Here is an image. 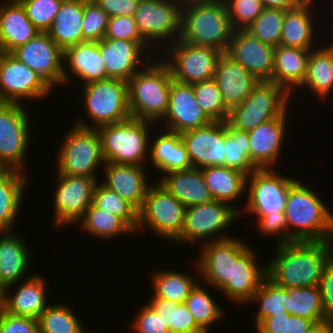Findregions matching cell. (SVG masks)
Instances as JSON below:
<instances>
[{
  "instance_id": "ffe728a7",
  "label": "cell",
  "mask_w": 333,
  "mask_h": 333,
  "mask_svg": "<svg viewBox=\"0 0 333 333\" xmlns=\"http://www.w3.org/2000/svg\"><path fill=\"white\" fill-rule=\"evenodd\" d=\"M98 46L109 78L128 81L133 74L141 70V67L147 64L146 62L150 61V59L145 56V53H149L146 49L151 45L146 41L103 38L98 41ZM141 56L145 57L142 58ZM144 59L146 61H144Z\"/></svg>"
},
{
  "instance_id": "f6af8a7d",
  "label": "cell",
  "mask_w": 333,
  "mask_h": 333,
  "mask_svg": "<svg viewBox=\"0 0 333 333\" xmlns=\"http://www.w3.org/2000/svg\"><path fill=\"white\" fill-rule=\"evenodd\" d=\"M260 303L256 313L255 326L263 319L287 312V292L284 287L276 285L272 280L266 277L258 290L254 293L251 300Z\"/></svg>"
},
{
  "instance_id": "db71d44e",
  "label": "cell",
  "mask_w": 333,
  "mask_h": 333,
  "mask_svg": "<svg viewBox=\"0 0 333 333\" xmlns=\"http://www.w3.org/2000/svg\"><path fill=\"white\" fill-rule=\"evenodd\" d=\"M257 217V228L259 232L276 237L277 244L288 242V229L284 212L271 213Z\"/></svg>"
},
{
  "instance_id": "5bb4252c",
  "label": "cell",
  "mask_w": 333,
  "mask_h": 333,
  "mask_svg": "<svg viewBox=\"0 0 333 333\" xmlns=\"http://www.w3.org/2000/svg\"><path fill=\"white\" fill-rule=\"evenodd\" d=\"M52 87L11 53L0 52V102L22 103L50 95Z\"/></svg>"
},
{
  "instance_id": "681fc988",
  "label": "cell",
  "mask_w": 333,
  "mask_h": 333,
  "mask_svg": "<svg viewBox=\"0 0 333 333\" xmlns=\"http://www.w3.org/2000/svg\"><path fill=\"white\" fill-rule=\"evenodd\" d=\"M27 17L40 32H47L63 0H18Z\"/></svg>"
},
{
  "instance_id": "ab89813d",
  "label": "cell",
  "mask_w": 333,
  "mask_h": 333,
  "mask_svg": "<svg viewBox=\"0 0 333 333\" xmlns=\"http://www.w3.org/2000/svg\"><path fill=\"white\" fill-rule=\"evenodd\" d=\"M225 167L249 176L258 169L251 161L248 133L225 121Z\"/></svg>"
},
{
  "instance_id": "e0dca14e",
  "label": "cell",
  "mask_w": 333,
  "mask_h": 333,
  "mask_svg": "<svg viewBox=\"0 0 333 333\" xmlns=\"http://www.w3.org/2000/svg\"><path fill=\"white\" fill-rule=\"evenodd\" d=\"M242 239L231 237L211 241L202 246L196 262V271L209 286L220 290L231 278L232 263L248 248ZM202 273V274H201Z\"/></svg>"
},
{
  "instance_id": "60d3db41",
  "label": "cell",
  "mask_w": 333,
  "mask_h": 333,
  "mask_svg": "<svg viewBox=\"0 0 333 333\" xmlns=\"http://www.w3.org/2000/svg\"><path fill=\"white\" fill-rule=\"evenodd\" d=\"M284 288L287 292V312L290 315L304 317L315 323L326 320L318 286Z\"/></svg>"
},
{
  "instance_id": "f1b7e54d",
  "label": "cell",
  "mask_w": 333,
  "mask_h": 333,
  "mask_svg": "<svg viewBox=\"0 0 333 333\" xmlns=\"http://www.w3.org/2000/svg\"><path fill=\"white\" fill-rule=\"evenodd\" d=\"M13 233H0V290L3 291L19 285L31 260V253L22 237Z\"/></svg>"
},
{
  "instance_id": "9c48e42d",
  "label": "cell",
  "mask_w": 333,
  "mask_h": 333,
  "mask_svg": "<svg viewBox=\"0 0 333 333\" xmlns=\"http://www.w3.org/2000/svg\"><path fill=\"white\" fill-rule=\"evenodd\" d=\"M185 205L178 201L158 182L147 191L142 207L137 211V230L144 226L174 241L182 232L185 217Z\"/></svg>"
},
{
  "instance_id": "ee69618b",
  "label": "cell",
  "mask_w": 333,
  "mask_h": 333,
  "mask_svg": "<svg viewBox=\"0 0 333 333\" xmlns=\"http://www.w3.org/2000/svg\"><path fill=\"white\" fill-rule=\"evenodd\" d=\"M204 286L196 284L191 290L184 304L192 314L195 322L202 328L210 330L213 323L218 322L224 316V311L217 305Z\"/></svg>"
},
{
  "instance_id": "7a4b0ae2",
  "label": "cell",
  "mask_w": 333,
  "mask_h": 333,
  "mask_svg": "<svg viewBox=\"0 0 333 333\" xmlns=\"http://www.w3.org/2000/svg\"><path fill=\"white\" fill-rule=\"evenodd\" d=\"M300 181L288 190L284 215L288 242L333 239V213L319 196Z\"/></svg>"
},
{
  "instance_id": "003e7915",
  "label": "cell",
  "mask_w": 333,
  "mask_h": 333,
  "mask_svg": "<svg viewBox=\"0 0 333 333\" xmlns=\"http://www.w3.org/2000/svg\"><path fill=\"white\" fill-rule=\"evenodd\" d=\"M4 311V293L3 290H0V317Z\"/></svg>"
},
{
  "instance_id": "9a60e30c",
  "label": "cell",
  "mask_w": 333,
  "mask_h": 333,
  "mask_svg": "<svg viewBox=\"0 0 333 333\" xmlns=\"http://www.w3.org/2000/svg\"><path fill=\"white\" fill-rule=\"evenodd\" d=\"M181 9L179 3L162 0H139L138 8L133 15L141 37L151 47L162 42L179 39L181 32ZM173 37V39H171ZM160 42V43H159ZM151 43V44H150Z\"/></svg>"
},
{
  "instance_id": "8992f818",
  "label": "cell",
  "mask_w": 333,
  "mask_h": 333,
  "mask_svg": "<svg viewBox=\"0 0 333 333\" xmlns=\"http://www.w3.org/2000/svg\"><path fill=\"white\" fill-rule=\"evenodd\" d=\"M83 100L90 124L77 120L76 126L96 129L131 118L128 105V81L116 78L93 81L83 85Z\"/></svg>"
},
{
  "instance_id": "e7e4bbea",
  "label": "cell",
  "mask_w": 333,
  "mask_h": 333,
  "mask_svg": "<svg viewBox=\"0 0 333 333\" xmlns=\"http://www.w3.org/2000/svg\"><path fill=\"white\" fill-rule=\"evenodd\" d=\"M304 0H262L265 8L292 9L297 7Z\"/></svg>"
},
{
  "instance_id": "a7ac6f4b",
  "label": "cell",
  "mask_w": 333,
  "mask_h": 333,
  "mask_svg": "<svg viewBox=\"0 0 333 333\" xmlns=\"http://www.w3.org/2000/svg\"><path fill=\"white\" fill-rule=\"evenodd\" d=\"M202 1H213V0H183V5L191 2H202Z\"/></svg>"
},
{
  "instance_id": "484cf974",
  "label": "cell",
  "mask_w": 333,
  "mask_h": 333,
  "mask_svg": "<svg viewBox=\"0 0 333 333\" xmlns=\"http://www.w3.org/2000/svg\"><path fill=\"white\" fill-rule=\"evenodd\" d=\"M105 181L101 182L108 189L129 202L137 211L142 207L149 184L145 166L126 165L106 162Z\"/></svg>"
},
{
  "instance_id": "2644e50d",
  "label": "cell",
  "mask_w": 333,
  "mask_h": 333,
  "mask_svg": "<svg viewBox=\"0 0 333 333\" xmlns=\"http://www.w3.org/2000/svg\"><path fill=\"white\" fill-rule=\"evenodd\" d=\"M194 333H210V331L206 329H201L200 331Z\"/></svg>"
},
{
  "instance_id": "cb8c5ba5",
  "label": "cell",
  "mask_w": 333,
  "mask_h": 333,
  "mask_svg": "<svg viewBox=\"0 0 333 333\" xmlns=\"http://www.w3.org/2000/svg\"><path fill=\"white\" fill-rule=\"evenodd\" d=\"M287 112L247 132L251 161L258 169L273 168L276 164L287 132Z\"/></svg>"
},
{
  "instance_id": "7bdbcfd3",
  "label": "cell",
  "mask_w": 333,
  "mask_h": 333,
  "mask_svg": "<svg viewBox=\"0 0 333 333\" xmlns=\"http://www.w3.org/2000/svg\"><path fill=\"white\" fill-rule=\"evenodd\" d=\"M68 304L48 305L38 318L39 333H86Z\"/></svg>"
},
{
  "instance_id": "f5cc1de1",
  "label": "cell",
  "mask_w": 333,
  "mask_h": 333,
  "mask_svg": "<svg viewBox=\"0 0 333 333\" xmlns=\"http://www.w3.org/2000/svg\"><path fill=\"white\" fill-rule=\"evenodd\" d=\"M104 38L128 41H145L141 37L132 16L110 17Z\"/></svg>"
},
{
  "instance_id": "5b68a950",
  "label": "cell",
  "mask_w": 333,
  "mask_h": 333,
  "mask_svg": "<svg viewBox=\"0 0 333 333\" xmlns=\"http://www.w3.org/2000/svg\"><path fill=\"white\" fill-rule=\"evenodd\" d=\"M151 124L156 125L131 117L122 122L97 127L105 163L144 166L147 155L150 156Z\"/></svg>"
},
{
  "instance_id": "9f6ffc18",
  "label": "cell",
  "mask_w": 333,
  "mask_h": 333,
  "mask_svg": "<svg viewBox=\"0 0 333 333\" xmlns=\"http://www.w3.org/2000/svg\"><path fill=\"white\" fill-rule=\"evenodd\" d=\"M201 329L184 303L172 302L170 333H194Z\"/></svg>"
},
{
  "instance_id": "89a4df30",
  "label": "cell",
  "mask_w": 333,
  "mask_h": 333,
  "mask_svg": "<svg viewBox=\"0 0 333 333\" xmlns=\"http://www.w3.org/2000/svg\"><path fill=\"white\" fill-rule=\"evenodd\" d=\"M162 1H169V2H174V3H179L183 6V0H162Z\"/></svg>"
},
{
  "instance_id": "ba28073f",
  "label": "cell",
  "mask_w": 333,
  "mask_h": 333,
  "mask_svg": "<svg viewBox=\"0 0 333 333\" xmlns=\"http://www.w3.org/2000/svg\"><path fill=\"white\" fill-rule=\"evenodd\" d=\"M63 139L57 155L58 174L98 179L96 169L105 161L97 129L74 125Z\"/></svg>"
},
{
  "instance_id": "30bf717a",
  "label": "cell",
  "mask_w": 333,
  "mask_h": 333,
  "mask_svg": "<svg viewBox=\"0 0 333 333\" xmlns=\"http://www.w3.org/2000/svg\"><path fill=\"white\" fill-rule=\"evenodd\" d=\"M238 209L216 200L186 207L184 226L181 234L174 240L175 243H195L203 238H206L207 242L231 238L232 236L224 233L222 235L221 232L228 228L234 219L237 220V216L241 214ZM220 233L217 237L216 234ZM210 237L213 238L210 240Z\"/></svg>"
},
{
  "instance_id": "836d02e7",
  "label": "cell",
  "mask_w": 333,
  "mask_h": 333,
  "mask_svg": "<svg viewBox=\"0 0 333 333\" xmlns=\"http://www.w3.org/2000/svg\"><path fill=\"white\" fill-rule=\"evenodd\" d=\"M83 0H63L48 35L64 51L86 41L83 37Z\"/></svg>"
},
{
  "instance_id": "d6986e66",
  "label": "cell",
  "mask_w": 333,
  "mask_h": 333,
  "mask_svg": "<svg viewBox=\"0 0 333 333\" xmlns=\"http://www.w3.org/2000/svg\"><path fill=\"white\" fill-rule=\"evenodd\" d=\"M193 168L225 166V121L180 134Z\"/></svg>"
},
{
  "instance_id": "8d00e7d4",
  "label": "cell",
  "mask_w": 333,
  "mask_h": 333,
  "mask_svg": "<svg viewBox=\"0 0 333 333\" xmlns=\"http://www.w3.org/2000/svg\"><path fill=\"white\" fill-rule=\"evenodd\" d=\"M201 170L213 200L228 204L245 194L247 176L240 171L225 166H207Z\"/></svg>"
},
{
  "instance_id": "7c38bea8",
  "label": "cell",
  "mask_w": 333,
  "mask_h": 333,
  "mask_svg": "<svg viewBox=\"0 0 333 333\" xmlns=\"http://www.w3.org/2000/svg\"><path fill=\"white\" fill-rule=\"evenodd\" d=\"M175 41V42H174ZM166 54L165 63L173 80L193 84L214 79L219 57L223 52L209 46H198L175 39Z\"/></svg>"
},
{
  "instance_id": "74e56055",
  "label": "cell",
  "mask_w": 333,
  "mask_h": 333,
  "mask_svg": "<svg viewBox=\"0 0 333 333\" xmlns=\"http://www.w3.org/2000/svg\"><path fill=\"white\" fill-rule=\"evenodd\" d=\"M303 86L323 99L331 92L330 90L333 89V43L311 50L306 76L299 87L303 88Z\"/></svg>"
},
{
  "instance_id": "44dd1931",
  "label": "cell",
  "mask_w": 333,
  "mask_h": 333,
  "mask_svg": "<svg viewBox=\"0 0 333 333\" xmlns=\"http://www.w3.org/2000/svg\"><path fill=\"white\" fill-rule=\"evenodd\" d=\"M161 121L166 122V130L178 134L212 122L195 101L193 84H184L175 80L172 81L169 91L168 110Z\"/></svg>"
},
{
  "instance_id": "d4e9b609",
  "label": "cell",
  "mask_w": 333,
  "mask_h": 333,
  "mask_svg": "<svg viewBox=\"0 0 333 333\" xmlns=\"http://www.w3.org/2000/svg\"><path fill=\"white\" fill-rule=\"evenodd\" d=\"M214 80L229 111L241 104L259 82L227 52L218 59Z\"/></svg>"
},
{
  "instance_id": "7402d4cb",
  "label": "cell",
  "mask_w": 333,
  "mask_h": 333,
  "mask_svg": "<svg viewBox=\"0 0 333 333\" xmlns=\"http://www.w3.org/2000/svg\"><path fill=\"white\" fill-rule=\"evenodd\" d=\"M227 53L259 81L271 80L274 47L262 43L248 30H234Z\"/></svg>"
},
{
  "instance_id": "b9f144b4",
  "label": "cell",
  "mask_w": 333,
  "mask_h": 333,
  "mask_svg": "<svg viewBox=\"0 0 333 333\" xmlns=\"http://www.w3.org/2000/svg\"><path fill=\"white\" fill-rule=\"evenodd\" d=\"M80 226L90 235L103 239H111L114 236L134 232L120 217L103 209L94 207L92 204L87 208L84 215L77 221Z\"/></svg>"
},
{
  "instance_id": "94428289",
  "label": "cell",
  "mask_w": 333,
  "mask_h": 333,
  "mask_svg": "<svg viewBox=\"0 0 333 333\" xmlns=\"http://www.w3.org/2000/svg\"><path fill=\"white\" fill-rule=\"evenodd\" d=\"M288 312L263 319L256 326V333H287Z\"/></svg>"
},
{
  "instance_id": "91938a15",
  "label": "cell",
  "mask_w": 333,
  "mask_h": 333,
  "mask_svg": "<svg viewBox=\"0 0 333 333\" xmlns=\"http://www.w3.org/2000/svg\"><path fill=\"white\" fill-rule=\"evenodd\" d=\"M109 17L132 16L135 14L139 0H95Z\"/></svg>"
},
{
  "instance_id": "11a10c76",
  "label": "cell",
  "mask_w": 333,
  "mask_h": 333,
  "mask_svg": "<svg viewBox=\"0 0 333 333\" xmlns=\"http://www.w3.org/2000/svg\"><path fill=\"white\" fill-rule=\"evenodd\" d=\"M140 310L132 323L136 333H170L168 327L148 304Z\"/></svg>"
},
{
  "instance_id": "4dcf8cb0",
  "label": "cell",
  "mask_w": 333,
  "mask_h": 333,
  "mask_svg": "<svg viewBox=\"0 0 333 333\" xmlns=\"http://www.w3.org/2000/svg\"><path fill=\"white\" fill-rule=\"evenodd\" d=\"M46 280L42 275H31L18 287L14 295L4 293V311L15 316L38 319L47 308ZM46 289V290H45Z\"/></svg>"
},
{
  "instance_id": "c3c4849f",
  "label": "cell",
  "mask_w": 333,
  "mask_h": 333,
  "mask_svg": "<svg viewBox=\"0 0 333 333\" xmlns=\"http://www.w3.org/2000/svg\"><path fill=\"white\" fill-rule=\"evenodd\" d=\"M283 18V9L264 8L246 30L262 43L276 47L280 45Z\"/></svg>"
},
{
  "instance_id": "d6a6232c",
  "label": "cell",
  "mask_w": 333,
  "mask_h": 333,
  "mask_svg": "<svg viewBox=\"0 0 333 333\" xmlns=\"http://www.w3.org/2000/svg\"><path fill=\"white\" fill-rule=\"evenodd\" d=\"M314 0H304L297 7L284 10L280 45L313 50L316 32L310 8Z\"/></svg>"
},
{
  "instance_id": "4fadbf2b",
  "label": "cell",
  "mask_w": 333,
  "mask_h": 333,
  "mask_svg": "<svg viewBox=\"0 0 333 333\" xmlns=\"http://www.w3.org/2000/svg\"><path fill=\"white\" fill-rule=\"evenodd\" d=\"M273 169H256L247 176L245 212L248 214L264 216L284 212L288 190L296 179L282 176Z\"/></svg>"
},
{
  "instance_id": "6125c7cd",
  "label": "cell",
  "mask_w": 333,
  "mask_h": 333,
  "mask_svg": "<svg viewBox=\"0 0 333 333\" xmlns=\"http://www.w3.org/2000/svg\"><path fill=\"white\" fill-rule=\"evenodd\" d=\"M148 305L155 310L158 317L161 318L163 323L168 327L170 331V322L172 316V301L164 300L161 298H152L149 300Z\"/></svg>"
},
{
  "instance_id": "6da1fadb",
  "label": "cell",
  "mask_w": 333,
  "mask_h": 333,
  "mask_svg": "<svg viewBox=\"0 0 333 333\" xmlns=\"http://www.w3.org/2000/svg\"><path fill=\"white\" fill-rule=\"evenodd\" d=\"M333 240L291 241L277 244L267 265V277L281 287L318 286L322 271L333 256Z\"/></svg>"
},
{
  "instance_id": "f907efd6",
  "label": "cell",
  "mask_w": 333,
  "mask_h": 333,
  "mask_svg": "<svg viewBox=\"0 0 333 333\" xmlns=\"http://www.w3.org/2000/svg\"><path fill=\"white\" fill-rule=\"evenodd\" d=\"M109 16L95 0H83V37L87 41H100L104 38Z\"/></svg>"
},
{
  "instance_id": "6f0895ef",
  "label": "cell",
  "mask_w": 333,
  "mask_h": 333,
  "mask_svg": "<svg viewBox=\"0 0 333 333\" xmlns=\"http://www.w3.org/2000/svg\"><path fill=\"white\" fill-rule=\"evenodd\" d=\"M0 333H39L38 319L15 316L3 311L0 317Z\"/></svg>"
},
{
  "instance_id": "bcb514c9",
  "label": "cell",
  "mask_w": 333,
  "mask_h": 333,
  "mask_svg": "<svg viewBox=\"0 0 333 333\" xmlns=\"http://www.w3.org/2000/svg\"><path fill=\"white\" fill-rule=\"evenodd\" d=\"M92 205L120 217L135 233L137 228V210L102 183H96L95 185Z\"/></svg>"
},
{
  "instance_id": "ac0fdd59",
  "label": "cell",
  "mask_w": 333,
  "mask_h": 333,
  "mask_svg": "<svg viewBox=\"0 0 333 333\" xmlns=\"http://www.w3.org/2000/svg\"><path fill=\"white\" fill-rule=\"evenodd\" d=\"M11 54L40 74L52 88L63 85L64 51L47 32H39L34 39L17 47Z\"/></svg>"
},
{
  "instance_id": "1f68e13d",
  "label": "cell",
  "mask_w": 333,
  "mask_h": 333,
  "mask_svg": "<svg viewBox=\"0 0 333 333\" xmlns=\"http://www.w3.org/2000/svg\"><path fill=\"white\" fill-rule=\"evenodd\" d=\"M311 50L296 47H274L273 72L271 80L284 87L290 94L305 79Z\"/></svg>"
},
{
  "instance_id": "f35d334b",
  "label": "cell",
  "mask_w": 333,
  "mask_h": 333,
  "mask_svg": "<svg viewBox=\"0 0 333 333\" xmlns=\"http://www.w3.org/2000/svg\"><path fill=\"white\" fill-rule=\"evenodd\" d=\"M153 298L184 303L197 282L195 277L180 271L159 270L151 275Z\"/></svg>"
},
{
  "instance_id": "03108f58",
  "label": "cell",
  "mask_w": 333,
  "mask_h": 333,
  "mask_svg": "<svg viewBox=\"0 0 333 333\" xmlns=\"http://www.w3.org/2000/svg\"><path fill=\"white\" fill-rule=\"evenodd\" d=\"M333 332V322L332 321H322L315 323L308 333H332Z\"/></svg>"
},
{
  "instance_id": "2e32d148",
  "label": "cell",
  "mask_w": 333,
  "mask_h": 333,
  "mask_svg": "<svg viewBox=\"0 0 333 333\" xmlns=\"http://www.w3.org/2000/svg\"><path fill=\"white\" fill-rule=\"evenodd\" d=\"M54 191L55 226L76 224L92 204L93 191L98 179L87 176L57 174Z\"/></svg>"
},
{
  "instance_id": "816d5d0a",
  "label": "cell",
  "mask_w": 333,
  "mask_h": 333,
  "mask_svg": "<svg viewBox=\"0 0 333 333\" xmlns=\"http://www.w3.org/2000/svg\"><path fill=\"white\" fill-rule=\"evenodd\" d=\"M234 29H246L264 10L262 0H224Z\"/></svg>"
},
{
  "instance_id": "277c9868",
  "label": "cell",
  "mask_w": 333,
  "mask_h": 333,
  "mask_svg": "<svg viewBox=\"0 0 333 333\" xmlns=\"http://www.w3.org/2000/svg\"><path fill=\"white\" fill-rule=\"evenodd\" d=\"M151 61L128 80V105L131 117L156 124L168 110L173 77L163 60Z\"/></svg>"
},
{
  "instance_id": "7dc6e473",
  "label": "cell",
  "mask_w": 333,
  "mask_h": 333,
  "mask_svg": "<svg viewBox=\"0 0 333 333\" xmlns=\"http://www.w3.org/2000/svg\"><path fill=\"white\" fill-rule=\"evenodd\" d=\"M195 101L212 122L227 121L229 110L214 79L193 83Z\"/></svg>"
},
{
  "instance_id": "52a82bcc",
  "label": "cell",
  "mask_w": 333,
  "mask_h": 333,
  "mask_svg": "<svg viewBox=\"0 0 333 333\" xmlns=\"http://www.w3.org/2000/svg\"><path fill=\"white\" fill-rule=\"evenodd\" d=\"M292 96L284 87L270 80L259 81L249 96L229 111L227 122L249 132L261 123L282 115Z\"/></svg>"
},
{
  "instance_id": "603a6c76",
  "label": "cell",
  "mask_w": 333,
  "mask_h": 333,
  "mask_svg": "<svg viewBox=\"0 0 333 333\" xmlns=\"http://www.w3.org/2000/svg\"><path fill=\"white\" fill-rule=\"evenodd\" d=\"M249 246L237 259L232 263L231 278L219 290L224 294L227 300L231 299L239 304L251 302L254 293L258 290L263 280L267 277V265L260 268L256 263L255 250Z\"/></svg>"
},
{
  "instance_id": "be15d7a7",
  "label": "cell",
  "mask_w": 333,
  "mask_h": 333,
  "mask_svg": "<svg viewBox=\"0 0 333 333\" xmlns=\"http://www.w3.org/2000/svg\"><path fill=\"white\" fill-rule=\"evenodd\" d=\"M314 324L313 320L289 314L287 333H308Z\"/></svg>"
},
{
  "instance_id": "680465c9",
  "label": "cell",
  "mask_w": 333,
  "mask_h": 333,
  "mask_svg": "<svg viewBox=\"0 0 333 333\" xmlns=\"http://www.w3.org/2000/svg\"><path fill=\"white\" fill-rule=\"evenodd\" d=\"M325 318L333 322V256L326 263L318 284Z\"/></svg>"
},
{
  "instance_id": "3957f363",
  "label": "cell",
  "mask_w": 333,
  "mask_h": 333,
  "mask_svg": "<svg viewBox=\"0 0 333 333\" xmlns=\"http://www.w3.org/2000/svg\"><path fill=\"white\" fill-rule=\"evenodd\" d=\"M234 27L224 0L186 3L181 9L179 39L227 52Z\"/></svg>"
},
{
  "instance_id": "4316f807",
  "label": "cell",
  "mask_w": 333,
  "mask_h": 333,
  "mask_svg": "<svg viewBox=\"0 0 333 333\" xmlns=\"http://www.w3.org/2000/svg\"><path fill=\"white\" fill-rule=\"evenodd\" d=\"M63 60V84L71 82V79L69 80L71 75H73L71 77H77L83 81V84L109 78L103 64L98 41L86 40L67 47L64 50ZM65 65L69 67L67 66L66 69Z\"/></svg>"
},
{
  "instance_id": "83f0119b",
  "label": "cell",
  "mask_w": 333,
  "mask_h": 333,
  "mask_svg": "<svg viewBox=\"0 0 333 333\" xmlns=\"http://www.w3.org/2000/svg\"><path fill=\"white\" fill-rule=\"evenodd\" d=\"M5 1L0 5V52L11 53L34 39L40 31L29 20L18 0Z\"/></svg>"
},
{
  "instance_id": "8fae6325",
  "label": "cell",
  "mask_w": 333,
  "mask_h": 333,
  "mask_svg": "<svg viewBox=\"0 0 333 333\" xmlns=\"http://www.w3.org/2000/svg\"><path fill=\"white\" fill-rule=\"evenodd\" d=\"M27 114L23 104L0 102V169L25 172L31 128Z\"/></svg>"
},
{
  "instance_id": "e575fe53",
  "label": "cell",
  "mask_w": 333,
  "mask_h": 333,
  "mask_svg": "<svg viewBox=\"0 0 333 333\" xmlns=\"http://www.w3.org/2000/svg\"><path fill=\"white\" fill-rule=\"evenodd\" d=\"M150 160L158 171L168 173L192 168L180 134L165 130L150 143Z\"/></svg>"
},
{
  "instance_id": "d590c367",
  "label": "cell",
  "mask_w": 333,
  "mask_h": 333,
  "mask_svg": "<svg viewBox=\"0 0 333 333\" xmlns=\"http://www.w3.org/2000/svg\"><path fill=\"white\" fill-rule=\"evenodd\" d=\"M13 169H0V233L11 232L18 216L28 177Z\"/></svg>"
},
{
  "instance_id": "f546056e",
  "label": "cell",
  "mask_w": 333,
  "mask_h": 333,
  "mask_svg": "<svg viewBox=\"0 0 333 333\" xmlns=\"http://www.w3.org/2000/svg\"><path fill=\"white\" fill-rule=\"evenodd\" d=\"M158 182L178 201L189 207L213 200L201 169L190 168L166 173Z\"/></svg>"
}]
</instances>
